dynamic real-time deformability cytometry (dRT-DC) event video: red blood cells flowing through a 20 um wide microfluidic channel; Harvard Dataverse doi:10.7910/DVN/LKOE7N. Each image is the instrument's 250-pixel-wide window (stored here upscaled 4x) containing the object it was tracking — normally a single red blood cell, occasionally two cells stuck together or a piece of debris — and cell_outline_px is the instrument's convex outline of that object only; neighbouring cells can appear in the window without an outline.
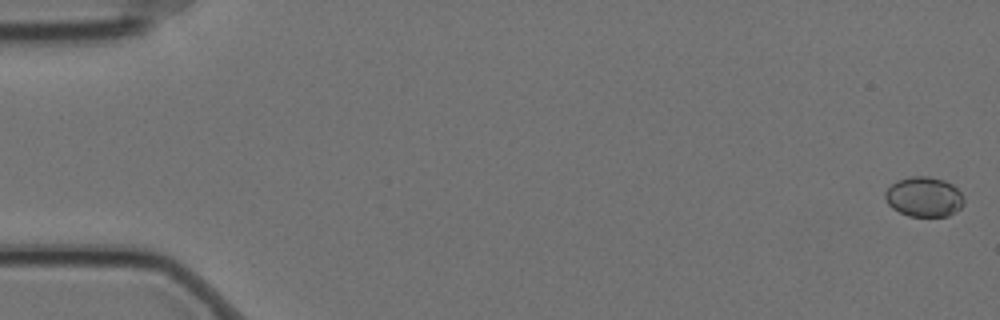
{"species": "Egyptian fruit bat (a non-hibernating species)", "species_latin": "Rousettus aegyptiacus", "temperature_condition": "cold", "stored_images_in_passage": 6, "camera_frame_rate_fps": 3000, "um_per_image_px": 0.085, "animal": {"sex": "female"}, "frame": {"image": 1, "passage_image": 1, "time_ms": 0.0, "image_size_px": [1000, 320], "cell_outline_px": [[964, 204], [960, 208], [948, 216], [908, 216], [892, 208], [888, 204], [884, 196], [884, 192], [896, 180], [908, 176], [928, 176], [944, 180], [952, 184], [964, 196]], "centroid_in_image_um": [78.53, 16.72], "position_along_channel_um": 6.5, "area_um2": 18.44}}
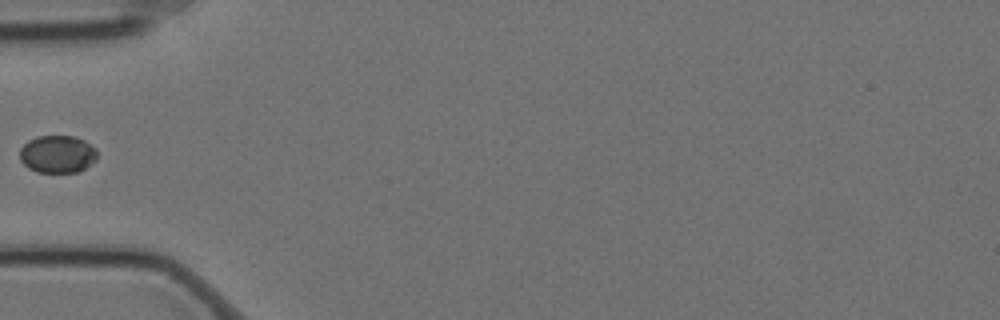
{"frame": {"image": 2, "passage_image": 5, "time_ms": 1.333, "image_size_px": [1000, 320], "cell_outline_px": [[96, 160], [84, 168], [76, 172], [36, 172], [28, 168], [20, 160], [20, 148], [28, 140], [36, 136], [76, 136], [84, 140], [96, 148]], "centroid_in_image_um": [4.87, 13.09], "position_along_channel_um": 80.1, "area_um2": 16.99}}
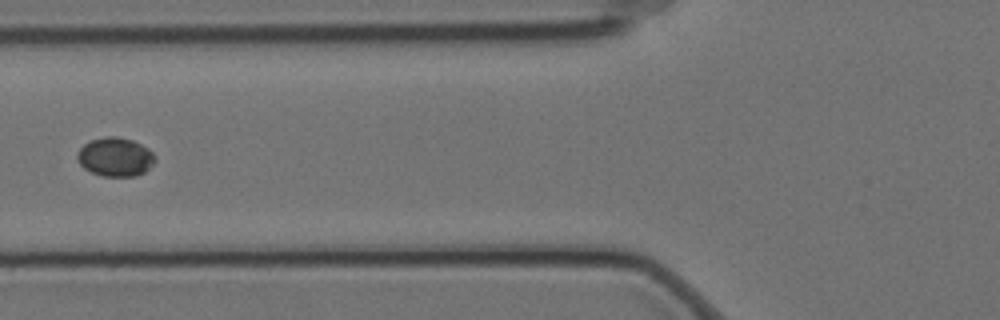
{"frame": {"image": 3, "passage_image": 6, "time_ms": 1.667, "image_size_px": [1000, 320], "cell_outline_px": [[156, 160], [144, 172], [136, 176], [100, 176], [84, 168], [76, 160], [76, 152], [88, 140], [104, 136], [116, 136], [132, 140], [148, 148], [156, 156]], "centroid_in_image_um": [9.77, 13.33], "position_along_channel_um": 116.0, "area_um2": 17.8}}